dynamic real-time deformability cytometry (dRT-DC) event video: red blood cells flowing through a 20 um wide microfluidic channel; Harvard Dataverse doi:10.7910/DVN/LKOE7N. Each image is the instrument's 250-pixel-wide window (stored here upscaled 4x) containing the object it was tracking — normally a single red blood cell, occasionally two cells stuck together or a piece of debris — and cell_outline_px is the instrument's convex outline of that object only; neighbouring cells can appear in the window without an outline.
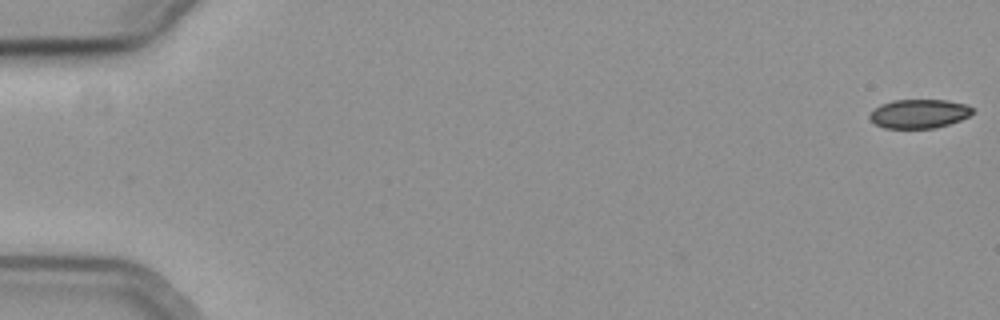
{"species": "common noctule bat (a hibernating species)", "species_latin": "Nyctalus noctula", "temperature_condition": "cold", "stored_images_in_passage": 57, "camera_frame_rate_fps": 3000, "um_per_image_px": 0.085, "animal": {"sex": "female", "body_mass_g": 19.3, "forearm_length_mm": 54.1}, "frame": {"image": 1, "passage_image": 1, "time_ms": 0.0, "image_size_px": [1000, 320], "cell_outline_px": [[972, 112], [968, 116], [960, 120], [936, 128], [884, 128], [876, 124], [868, 116], [880, 104], [892, 100], [948, 100], [964, 104], [972, 108]], "centroid_in_image_um": [78.1, 9.66], "position_along_channel_um": 6.9, "area_um2": 17.17}}
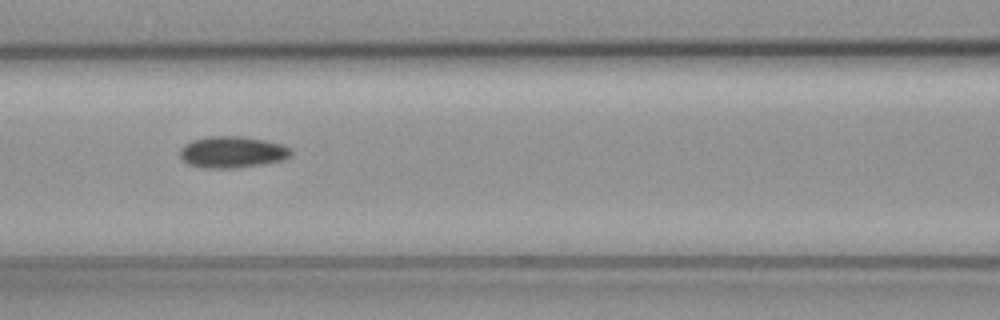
{"frame": {"image": 2, "passage_image": 26, "time_ms": 8.333, "image_size_px": [1000, 320], "cell_outline_px": [[292, 156], [284, 160], [264, 164], [236, 168], [204, 168], [188, 164], [180, 156], [180, 148], [184, 144], [192, 140], [212, 136], [244, 136], [264, 140], [280, 144], [292, 148]], "centroid_in_image_um": [19.77, 12.93], "position_along_channel_um": 146.8, "area_um2": 20.58}}
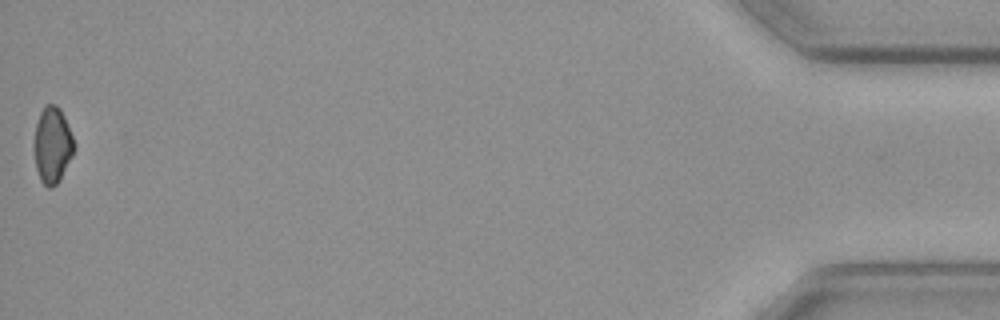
{"frame": {"image": 3, "passage_image": 57, "time_ms": 18.667, "image_size_px": [1000, 320], "cell_outline_px": [[76, 148], [60, 180], [52, 188], [48, 188], [40, 180], [36, 168], [32, 144], [36, 124], [40, 112], [44, 104], [56, 104], [60, 108], [64, 116], [72, 136]], "centroid_in_image_um": [4.43, 12.33], "position_along_channel_um": 430.8, "area_um2": 18.09}}